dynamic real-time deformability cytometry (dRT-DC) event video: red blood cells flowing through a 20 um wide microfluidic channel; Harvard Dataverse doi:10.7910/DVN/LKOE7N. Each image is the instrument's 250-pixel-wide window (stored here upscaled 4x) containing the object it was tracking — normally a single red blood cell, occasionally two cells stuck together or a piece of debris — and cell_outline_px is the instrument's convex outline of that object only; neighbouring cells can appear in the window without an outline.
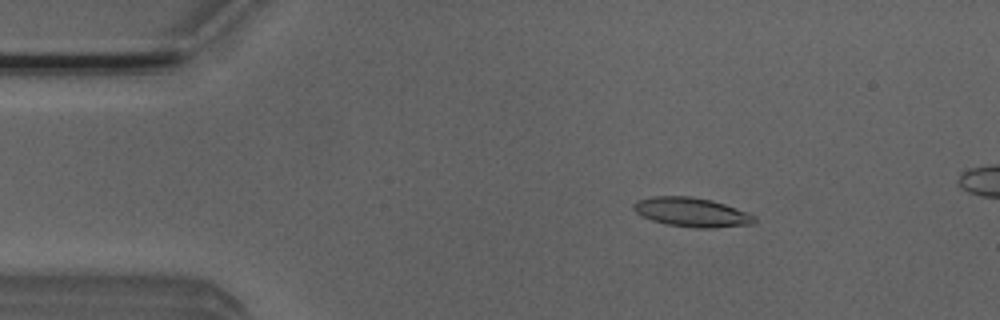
{"species": "Egyptian fruit bat (a non-hibernating species)", "species_latin": "Rousettus aegyptiacus", "temperature_condition": "room temperature", "stored_images_in_passage": 49, "camera_frame_rate_fps": 3000, "um_per_image_px": 0.085, "animal": {"sex": "male"}, "frame": {"image": 1, "passage_image": 8, "time_ms": 2.333, "image_size_px": [1000, 320], "cell_outline_px": [[756, 220], [752, 224], [712, 228], [692, 228], [664, 224], [652, 220], [636, 212], [632, 208], [632, 204], [636, 200], [652, 196], [692, 196], [712, 200], [724, 204], [756, 216]], "centroid_in_image_um": [58.76, 18.04], "position_along_channel_um": 26.2, "area_um2": 20.63}}
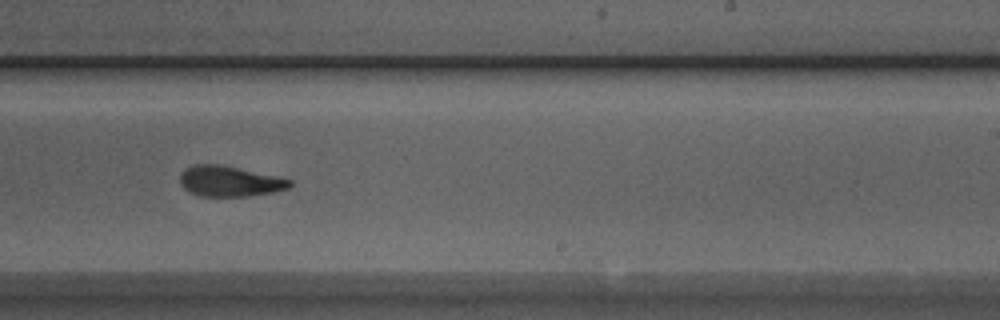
{"frame": {"image": 2, "passage_image": 31, "time_ms": 10.0, "image_size_px": [1000, 320], "cell_outline_px": [[292, 184], [288, 188], [272, 192], [248, 196], [200, 196], [188, 192], [180, 184], [180, 172], [184, 168], [192, 164], [220, 164], [276, 176], [292, 180]], "centroid_in_image_um": [19.45, 15.4], "position_along_channel_um": 269.5, "area_um2": 19.59}}
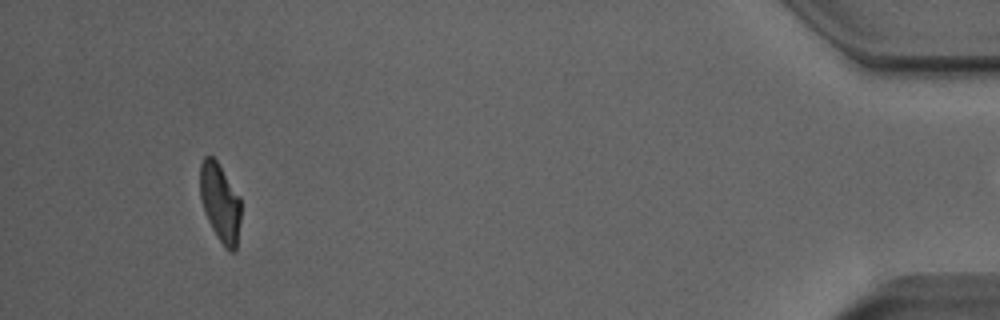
{"frame": {"image": 3, "passage_image": 48, "time_ms": 15.667, "image_size_px": [1000, 320], "cell_outline_px": [[240, 220], [236, 248], [232, 252], [228, 252], [224, 248], [216, 236], [204, 212], [200, 200], [200, 164], [204, 156], [212, 156], [216, 160], [240, 196]], "centroid_in_image_um": [18.7, 17.24], "position_along_channel_um": 416.5, "area_um2": 18.79}}